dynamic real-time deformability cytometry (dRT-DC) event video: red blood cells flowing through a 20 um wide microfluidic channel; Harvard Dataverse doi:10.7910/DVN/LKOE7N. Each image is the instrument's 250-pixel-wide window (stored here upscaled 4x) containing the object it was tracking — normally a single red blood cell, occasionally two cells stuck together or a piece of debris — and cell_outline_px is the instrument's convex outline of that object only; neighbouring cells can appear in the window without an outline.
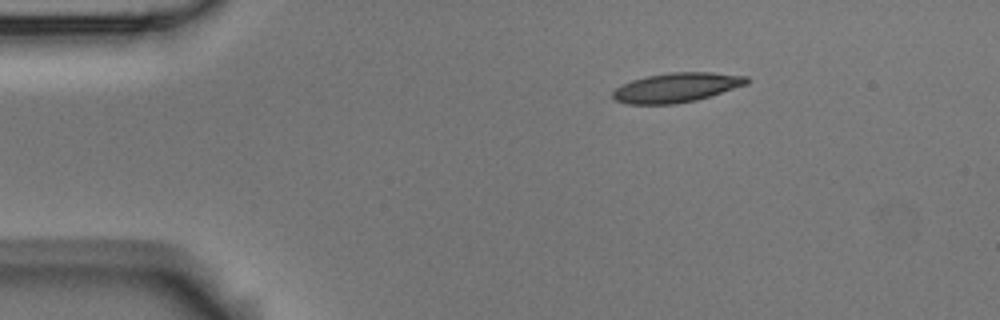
{"species": "Egyptian fruit bat (a non-hibernating species)", "species_latin": "Rousettus aegyptiacus", "temperature_condition": "room temperature", "stored_images_in_passage": 3, "camera_frame_rate_fps": 3000, "um_per_image_px": 0.085, "animal": {"sex": "male"}, "frame": {"image": 1, "passage_image": 1, "time_ms": 0.0, "image_size_px": [1000, 320], "cell_outline_px": [[748, 84], [696, 100], [676, 104], [624, 104], [616, 100], [612, 96], [612, 92], [616, 88], [632, 80], [648, 76], [668, 72], [712, 72], [748, 76]], "centroid_in_image_um": [57.5, 7.44], "position_along_channel_um": 27.5, "area_um2": 22.95}}
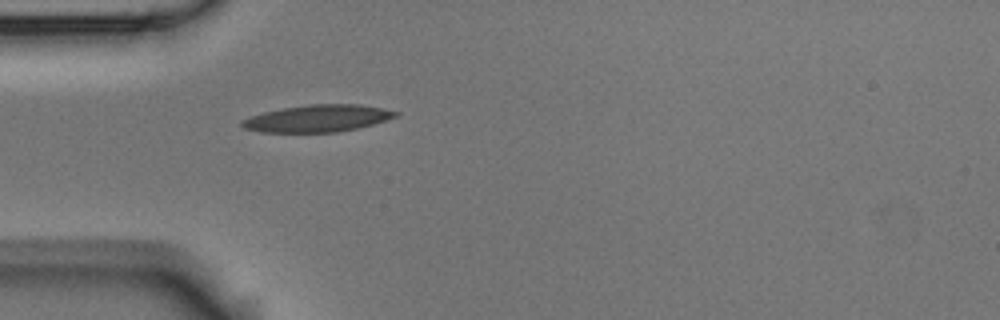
{"frame": {"image": 2, "passage_image": 3, "time_ms": 0.667, "image_size_px": [1000, 320], "cell_outline_px": [[400, 116], [372, 124], [356, 128], [336, 132], [260, 132], [244, 128], [240, 124], [240, 120], [264, 112], [284, 108], [308, 104], [360, 104], [400, 112]], "centroid_in_image_um": [27.0, 10.06], "position_along_channel_um": 58.0, "area_um2": 24.1}}